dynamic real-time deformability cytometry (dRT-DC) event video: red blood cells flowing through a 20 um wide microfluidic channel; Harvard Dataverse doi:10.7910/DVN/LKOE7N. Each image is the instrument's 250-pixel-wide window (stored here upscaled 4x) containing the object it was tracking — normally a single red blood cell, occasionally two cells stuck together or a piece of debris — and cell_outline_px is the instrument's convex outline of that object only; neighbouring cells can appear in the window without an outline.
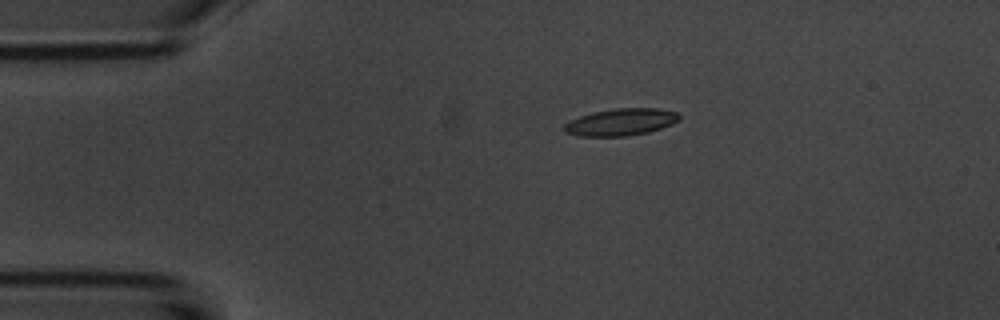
{"species": "common noctule bat (a hibernating species)", "species_latin": "Nyctalus noctula", "temperature_condition": "room temperature", "stored_images_in_passage": 45, "camera_frame_rate_fps": 3000, "um_per_image_px": 0.085, "animal": {"sex": "male", "body_mass_g": 20.1, "forearm_length_mm": 53.5}, "frame": {"image": 1, "passage_image": 1, "time_ms": 0.0, "image_size_px": [1000, 320], "cell_outline_px": [[680, 120], [672, 124], [648, 132], [624, 136], [576, 136], [564, 132], [564, 124], [568, 120], [592, 112], [616, 108], [656, 108], [676, 112], [680, 116]], "centroid_in_image_um": [52.74, 10.37], "position_along_channel_um": 32.3, "area_um2": 18.15}}
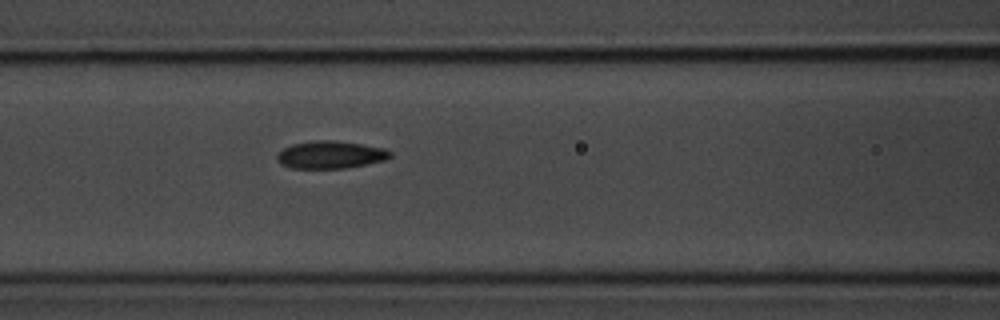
{"frame": {"image": 2, "passage_image": 13, "time_ms": 4.0, "image_size_px": [1000, 320], "cell_outline_px": [[392, 156], [384, 160], [344, 168], [292, 168], [280, 164], [276, 160], [276, 156], [284, 148], [292, 144], [312, 140], [336, 140], [384, 148], [392, 152]], "centroid_in_image_um": [28.06, 13.14], "position_along_channel_um": 138.5, "area_um2": 18.09}}
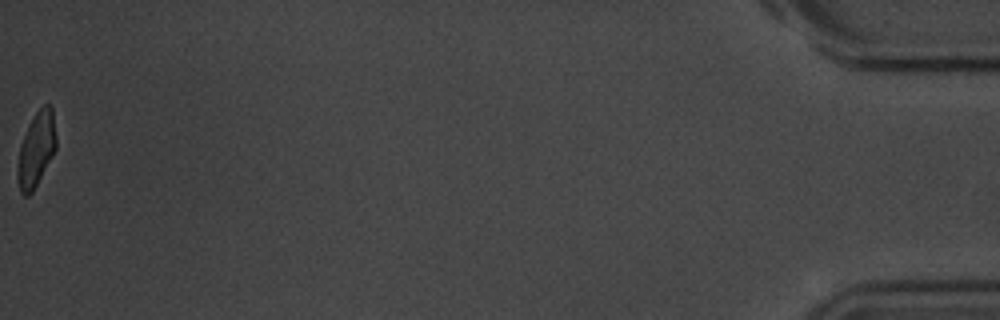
{"frame": {"image": 3, "passage_image": 45, "time_ms": 14.667, "image_size_px": [1000, 320], "cell_outline_px": [[56, 148], [32, 192], [28, 196], [24, 196], [20, 192], [16, 180], [16, 172], [20, 144], [36, 112], [44, 104], [48, 104], [52, 108], [56, 136]], "centroid_in_image_um": [3.06, 12.74], "position_along_channel_um": 432.1, "area_um2": 16.53}, "authors_computed_cell_mechanics": {"area_um2": 18.0914, "velocity_mm_per_s": 3.7001, "shape_relaxation_time_tau1_ms": 2.5283, "shape_relaxation_time_tau2_ms": 2.3761, "deformation_change_tau1": 0.1163, "deformation_change_tau2": 0.0833}}